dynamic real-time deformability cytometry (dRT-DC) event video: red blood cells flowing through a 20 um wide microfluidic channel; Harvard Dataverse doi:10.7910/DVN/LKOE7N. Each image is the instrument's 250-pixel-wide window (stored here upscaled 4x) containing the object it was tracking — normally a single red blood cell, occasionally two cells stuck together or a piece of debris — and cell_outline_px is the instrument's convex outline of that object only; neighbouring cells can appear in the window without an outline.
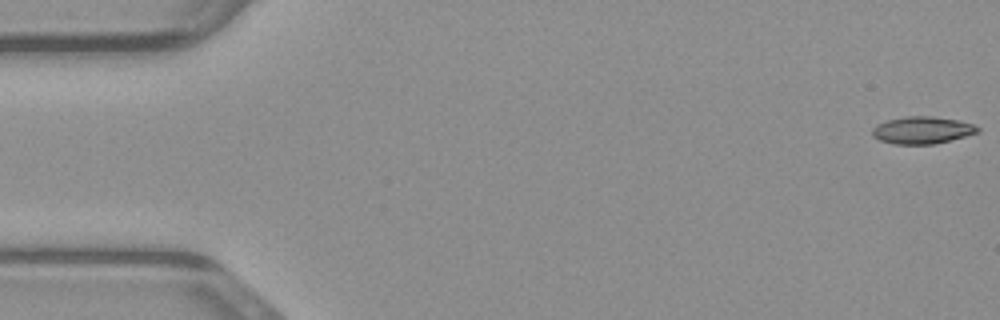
{"species": "common noctule bat (a hibernating species)", "species_latin": "Nyctalus noctula", "temperature_condition": "warm", "stored_images_in_passage": 48, "camera_frame_rate_fps": 3000, "um_per_image_px": 0.085, "animal": {"sex": "male", "body_mass_g": 23.1, "forearm_length_mm": 52.7}, "frame": {"image": 1, "passage_image": 1, "time_ms": 0.0, "image_size_px": [1000, 320], "cell_outline_px": [[980, 132], [932, 144], [892, 144], [880, 140], [872, 136], [872, 128], [876, 124], [888, 120], [908, 116], [932, 116], [960, 120], [972, 124], [980, 128]], "centroid_in_image_um": [78.37, 11.06], "position_along_channel_um": 6.6, "area_um2": 16.65}}
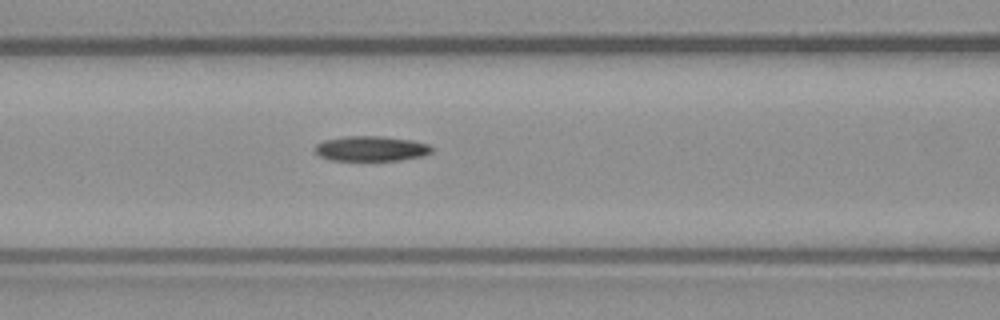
{"frame": {"image": 2, "passage_image": 20, "time_ms": 6.333, "image_size_px": [1000, 320], "cell_outline_px": [[432, 152], [420, 156], [400, 160], [332, 160], [320, 156], [316, 152], [316, 144], [324, 140], [344, 136], [384, 136], [412, 140], [428, 144], [432, 148]], "centroid_in_image_um": [31.54, 12.62], "position_along_channel_um": 135.1, "area_um2": 16.94}}
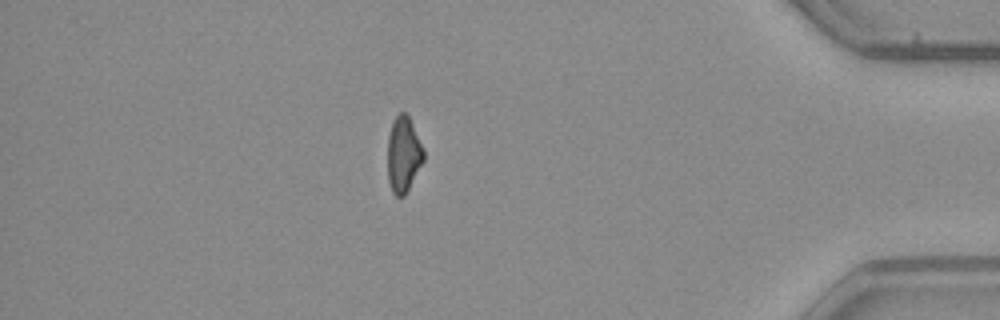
{"frame": {"image": 3, "passage_image": 42, "time_ms": 13.667, "image_size_px": [1000, 320], "cell_outline_px": [[424, 160], [404, 196], [396, 196], [392, 192], [388, 180], [388, 136], [392, 120], [400, 112], [404, 112], [408, 116], [412, 124], [424, 152]], "centroid_in_image_um": [34.27, 13.13], "position_along_channel_um": 400.9, "area_um2": 15.66}}